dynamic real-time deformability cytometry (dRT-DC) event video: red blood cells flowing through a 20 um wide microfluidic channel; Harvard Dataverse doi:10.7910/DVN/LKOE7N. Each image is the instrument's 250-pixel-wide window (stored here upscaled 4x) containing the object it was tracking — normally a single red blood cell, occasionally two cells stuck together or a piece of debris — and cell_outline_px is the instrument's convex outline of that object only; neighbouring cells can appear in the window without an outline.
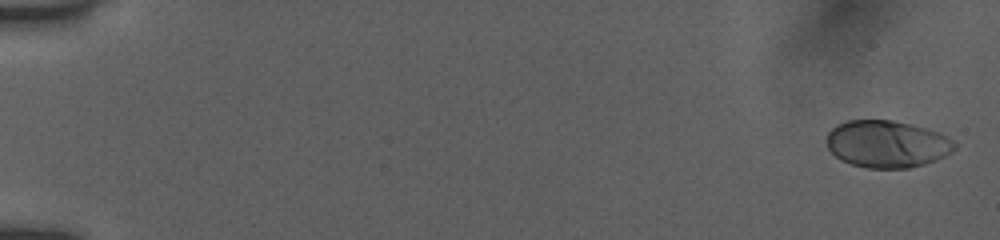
{"species": "human", "species_latin": "Homo sapiens", "temperature_condition": "room temperature", "stored_images_in_passage": 54, "camera_frame_rate_fps": 3000, "um_per_image_px": 0.085, "donor": {"sex": "female"}, "frame": {"image": 1, "passage_image": 2, "time_ms": 0.333, "image_size_px": [1000, 240], "cell_outline_px": [[956, 148], [952, 152], [936, 160], [924, 164], [908, 168], [868, 168], [852, 164], [840, 160], [828, 148], [828, 132], [836, 124], [848, 120], [892, 120], [912, 124], [936, 132], [952, 140], [956, 144]], "centroid_in_image_um": [75.38, 12.24], "position_along_channel_um": 9.6, "area_um2": 34.97}}
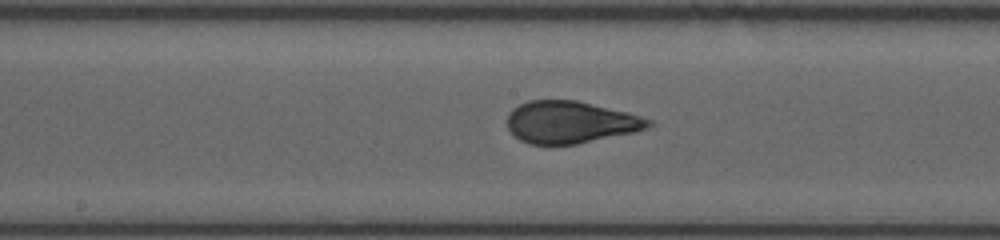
{"frame": {"image": 2, "passage_image": 30, "time_ms": 9.667, "image_size_px": [1000, 240], "cell_outline_px": [[652, 124], [648, 128], [636, 132], [576, 144], [532, 144], [520, 140], [508, 128], [508, 112], [512, 108], [528, 100], [576, 100], [628, 112], [652, 120]], "centroid_in_image_um": [48.5, 10.38], "position_along_channel_um": 199.7, "area_um2": 34.62}}
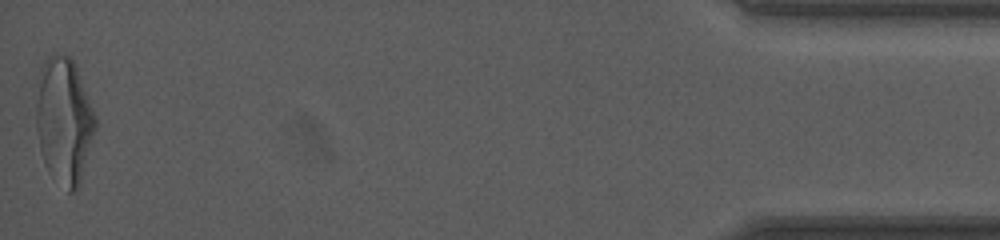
{"frame": {"image": 3, "passage_image": 54, "time_ms": 17.667, "image_size_px": [1000, 240], "cell_outline_px": [[96, 128], [80, 184], [72, 192], [68, 192], [48, 172], [44, 164], [40, 152], [36, 128], [36, 104], [40, 68], [44, 60], [52, 52], [56, 52], [72, 56], [76, 64], [96, 116]], "centroid_in_image_um": [5.44, 10.21], "position_along_channel_um": 429.8, "area_um2": 44.16}, "authors_computed_cell_mechanics": {"area_um2": 34.9979, "velocity_mm_per_s": 3.9167, "shape_relaxation_time_tau1_ms": 5.5081, "shape_relaxation_time_tau2_ms": null, "deformation_change_tau1": 0.2117, "deformation_change_tau2": null}}